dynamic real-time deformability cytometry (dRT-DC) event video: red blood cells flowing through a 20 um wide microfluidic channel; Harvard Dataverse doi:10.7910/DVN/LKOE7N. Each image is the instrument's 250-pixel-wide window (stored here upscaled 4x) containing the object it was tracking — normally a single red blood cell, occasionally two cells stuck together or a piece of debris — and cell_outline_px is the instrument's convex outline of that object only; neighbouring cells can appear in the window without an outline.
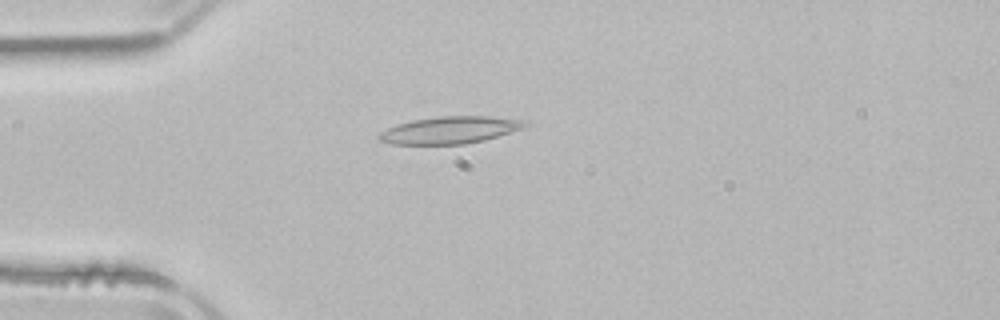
{"species": "common noctule bat (a hibernating species)", "species_latin": "Nyctalus noctula", "temperature_condition": "room temperature", "stored_images_in_passage": 4, "camera_frame_rate_fps": 3000, "um_per_image_px": 0.085, "animal": {"sex": "male", "body_mass_g": 21.5, "forearm_length_mm": 52.0}, "frame": {"image": 1, "passage_image": 4, "time_ms": 4.0, "image_size_px": [1000, 320], "cell_outline_px": [[528, 124], [520, 128], [484, 140], [464, 144], [392, 144], [380, 140], [376, 136], [380, 132], [396, 124], [412, 120], [436, 116], [488, 116], [528, 120]], "centroid_in_image_um": [38.2, 11.04], "position_along_channel_um": 46.8, "area_um2": 22.95}}